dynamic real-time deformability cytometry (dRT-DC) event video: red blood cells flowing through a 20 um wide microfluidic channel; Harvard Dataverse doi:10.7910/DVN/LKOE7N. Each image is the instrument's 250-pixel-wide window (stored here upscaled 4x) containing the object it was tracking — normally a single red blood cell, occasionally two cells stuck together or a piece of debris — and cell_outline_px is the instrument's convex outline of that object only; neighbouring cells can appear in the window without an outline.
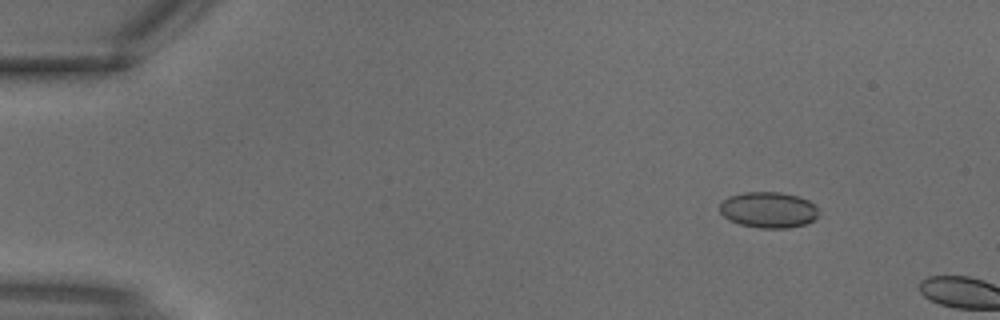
{"species": "common noctule bat (a hibernating species)", "species_latin": "Nyctalus noctula", "temperature_condition": "warm", "stored_images_in_passage": 2, "camera_frame_rate_fps": 3000, "um_per_image_px": 0.085, "animal": {"sex": "male", "body_mass_g": 18.8}, "frame": {"image": 1, "passage_image": 1, "time_ms": 0.0, "image_size_px": [1000, 320], "cell_outline_px": [[816, 216], [812, 220], [804, 224], [788, 228], [760, 228], [740, 224], [728, 220], [720, 212], [720, 204], [728, 196], [744, 192], [780, 192], [796, 196], [808, 200], [816, 208]], "centroid_in_image_um": [65.26, 17.84], "position_along_channel_um": 19.7, "area_um2": 20.46}}